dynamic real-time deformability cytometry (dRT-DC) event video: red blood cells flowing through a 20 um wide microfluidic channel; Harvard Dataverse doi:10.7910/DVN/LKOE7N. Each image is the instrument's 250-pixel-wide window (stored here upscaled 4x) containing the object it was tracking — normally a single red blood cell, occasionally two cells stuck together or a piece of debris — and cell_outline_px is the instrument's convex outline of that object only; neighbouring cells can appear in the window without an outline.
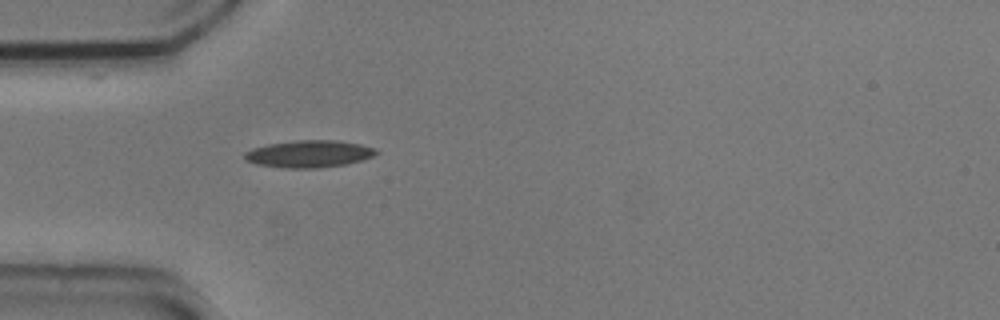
{"species": "common noctule bat (a hibernating species)", "species_latin": "Nyctalus noctula", "temperature_condition": "cold", "stored_images_in_passage": 5, "camera_frame_rate_fps": 3000, "um_per_image_px": 0.085, "animal": {"sex": "male", "body_mass_g": 20.5, "forearm_length_mm": 52.5}, "frame": {"image": 1, "passage_image": 5, "time_ms": 1.333, "image_size_px": [1000, 320], "cell_outline_px": [[380, 152], [372, 156], [360, 160], [344, 164], [320, 168], [284, 168], [256, 164], [244, 160], [244, 152], [252, 148], [268, 144], [296, 140], [336, 140], [360, 144], [376, 148]], "centroid_in_image_um": [26.24, 13.07], "position_along_channel_um": 58.8, "area_um2": 20.87}}